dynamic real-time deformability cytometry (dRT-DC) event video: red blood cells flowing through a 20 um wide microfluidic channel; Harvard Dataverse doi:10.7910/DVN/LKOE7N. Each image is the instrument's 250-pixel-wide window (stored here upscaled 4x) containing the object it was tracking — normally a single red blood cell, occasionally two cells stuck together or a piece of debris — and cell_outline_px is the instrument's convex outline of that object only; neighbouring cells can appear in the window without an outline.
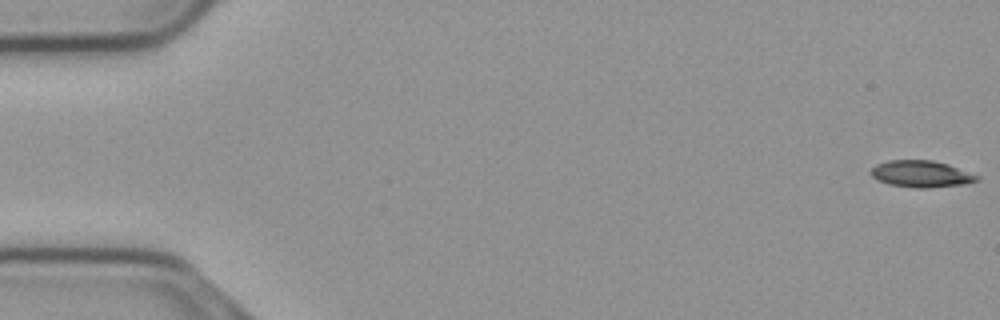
{"species": "common noctule bat (a hibernating species)", "species_latin": "Nyctalus noctula", "temperature_condition": "cold", "stored_images_in_passage": 57, "camera_frame_rate_fps": 3000, "um_per_image_px": 0.085, "animal": {"sex": "male", "body_mass_g": 23.1, "forearm_length_mm": 52.7}, "frame": {"image": 1, "passage_image": 1, "time_ms": 0.0, "image_size_px": [1000, 320], "cell_outline_px": [[980, 180], [964, 184], [928, 188], [916, 188], [888, 184], [872, 176], [868, 172], [876, 164], [888, 160], [932, 160], [948, 164], [980, 176]], "centroid_in_image_um": [78.3, 14.78], "position_along_channel_um": 6.7, "area_um2": 16.53}}
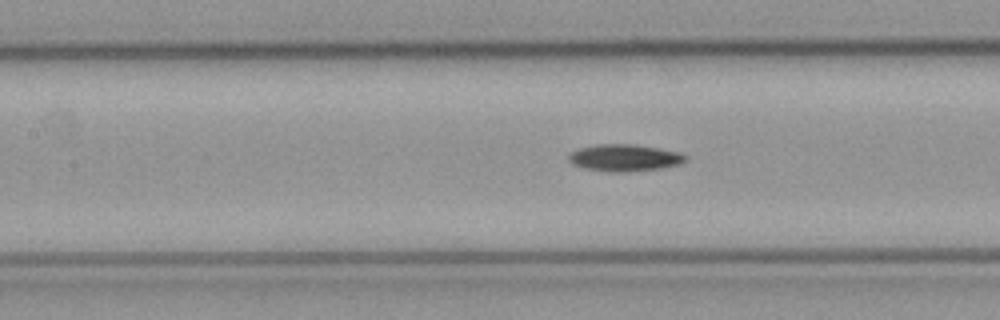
{"frame": {"image": 2, "passage_image": 25, "time_ms": 8.0, "image_size_px": [1000, 320], "cell_outline_px": [[688, 156], [680, 164], [660, 168], [624, 172], [612, 172], [584, 168], [572, 164], [568, 160], [568, 156], [572, 152], [580, 148], [596, 144], [636, 144], [680, 152]], "centroid_in_image_um": [53.08, 13.4], "position_along_channel_um": 154.3, "area_um2": 18.26}}
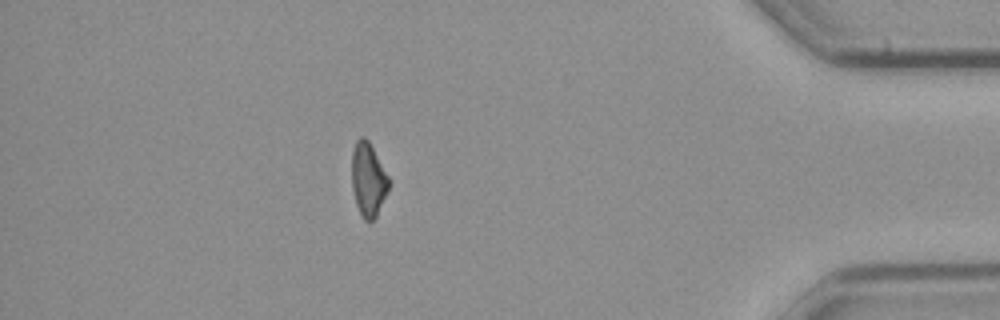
{"frame": {"image": 3, "passage_image": 49, "time_ms": 16.0, "image_size_px": [1000, 320], "cell_outline_px": [[388, 192], [376, 216], [372, 220], [364, 220], [356, 204], [352, 188], [352, 152], [356, 140], [360, 136], [364, 136], [368, 140], [388, 176]], "centroid_in_image_um": [31.28, 15.24], "position_along_channel_um": 403.9, "area_um2": 15.66}, "authors_computed_cell_mechanics": {"area_um2": 16.9932, "velocity_mm_per_s": 3.7227, "shape_relaxation_time_tau1_ms": 5.0981, "shape_relaxation_time_tau2_ms": null, "deformation_change_tau1": 0.1414, "deformation_change_tau2": null}}